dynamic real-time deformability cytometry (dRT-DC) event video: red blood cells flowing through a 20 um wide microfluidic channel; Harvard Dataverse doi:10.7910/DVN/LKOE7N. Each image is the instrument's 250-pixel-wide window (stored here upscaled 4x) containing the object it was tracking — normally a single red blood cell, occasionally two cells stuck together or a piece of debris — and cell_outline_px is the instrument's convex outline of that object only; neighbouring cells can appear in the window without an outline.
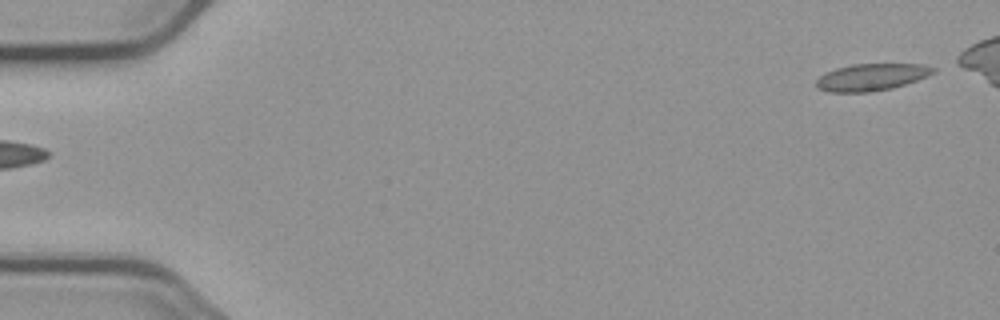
{"species": "common noctule bat (a hibernating species)", "species_latin": "Nyctalus noctula", "temperature_condition": "cold", "stored_images_in_passage": 3, "segment_of_instrument_passage": [2, 2], "camera_frame_rate_fps": 3000, "um_per_image_px": 0.085, "animal": {"sex": "male", "body_mass_g": 23.1, "forearm_length_mm": 52.7}, "frame": {"image": 1, "passage_image": 3, "time_ms": 3.0, "image_size_px": [1000, 320], "cell_outline_px": [[936, 72], [928, 76], [892, 88], [868, 92], [828, 92], [820, 88], [816, 84], [816, 80], [820, 76], [836, 68], [852, 64], [920, 64], [936, 68]], "centroid_in_image_um": [74.09, 6.55], "position_along_channel_um": 10.9, "area_um2": 18.21}}